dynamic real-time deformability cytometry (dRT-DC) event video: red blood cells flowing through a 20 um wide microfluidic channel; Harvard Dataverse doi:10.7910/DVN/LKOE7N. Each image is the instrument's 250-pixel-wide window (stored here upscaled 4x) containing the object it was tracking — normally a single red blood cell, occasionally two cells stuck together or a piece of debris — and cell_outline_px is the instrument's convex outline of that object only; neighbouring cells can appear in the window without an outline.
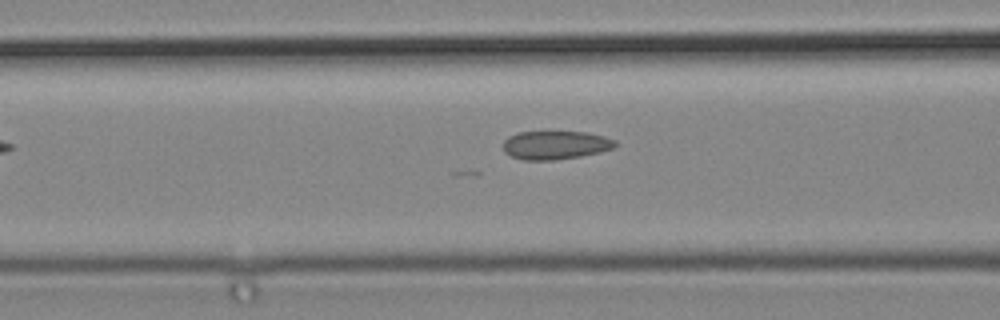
{"species": "common noctule bat (a hibernating species)", "species_latin": "Nyctalus noctula", "temperature_condition": "cold", "stored_images_in_passage": 3, "camera_frame_rate_fps": 3000, "um_per_image_px": 0.085, "animal": {"sex": "male", "body_mass_g": 19.2, "forearm_length_mm": 51.8}, "frame": {"image": 1, "passage_image": 3, "time_ms": 0.667, "image_size_px": [1000, 320], "cell_outline_px": [[616, 144], [612, 148], [600, 152], [580, 156], [556, 160], [524, 160], [512, 156], [504, 152], [504, 140], [508, 136], [516, 132], [584, 132], [604, 136], [616, 140]], "centroid_in_image_um": [47.19, 12.33], "position_along_channel_um": 119.4, "area_um2": 18.55}}